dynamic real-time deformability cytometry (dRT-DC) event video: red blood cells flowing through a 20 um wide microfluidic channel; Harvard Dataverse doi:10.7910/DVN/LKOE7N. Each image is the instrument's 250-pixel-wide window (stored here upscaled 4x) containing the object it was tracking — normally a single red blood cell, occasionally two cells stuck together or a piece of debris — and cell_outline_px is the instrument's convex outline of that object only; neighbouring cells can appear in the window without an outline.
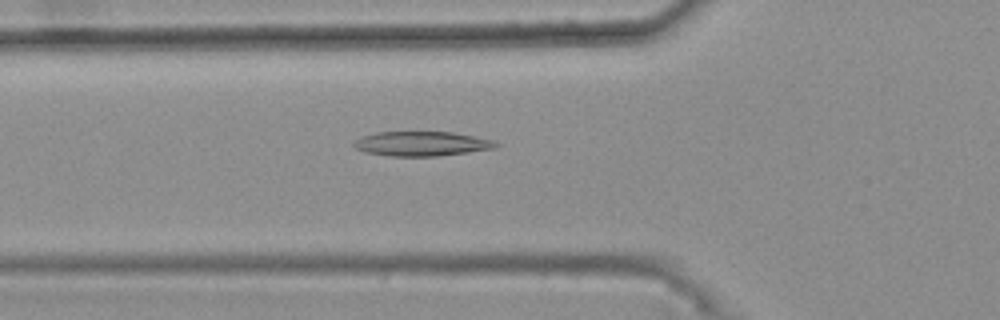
{"species": "common noctule bat (a hibernating species)", "species_latin": "Nyctalus noctula", "temperature_condition": "warm", "stored_images_in_passage": 49, "camera_frame_rate_fps": 3000, "um_per_image_px": 0.085, "animal": {"sex": "female", "body_mass_g": 25.1}, "frame": {"image": 1, "passage_image": 19, "time_ms": 6.0, "image_size_px": [1000, 320], "cell_outline_px": [[500, 144], [496, 148], [468, 152], [436, 156], [388, 156], [364, 152], [356, 148], [352, 144], [360, 136], [376, 132], [452, 132], [496, 140]], "centroid_in_image_um": [35.85, 12.21], "position_along_channel_um": 90.0, "area_um2": 20.46}}
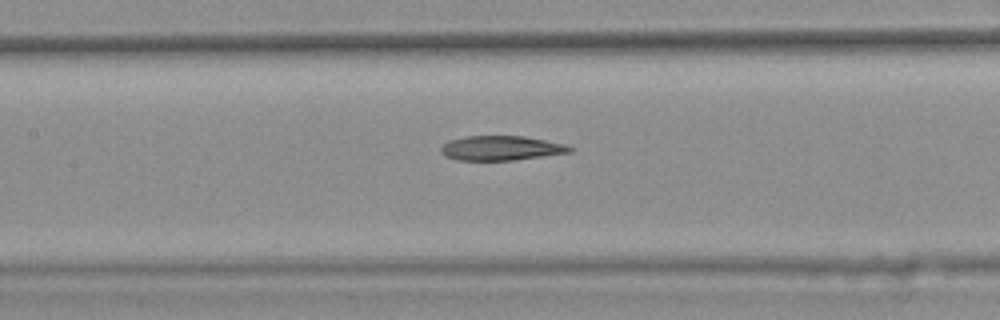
{"frame": {"image": 2, "passage_image": 25, "time_ms": 8.0, "image_size_px": [1000, 320], "cell_outline_px": [[572, 152], [512, 160], [456, 160], [444, 156], [440, 152], [440, 148], [448, 140], [464, 136], [524, 136], [564, 144], [572, 148]], "centroid_in_image_um": [42.52, 12.59], "position_along_channel_um": 164.9, "area_um2": 18.38}}
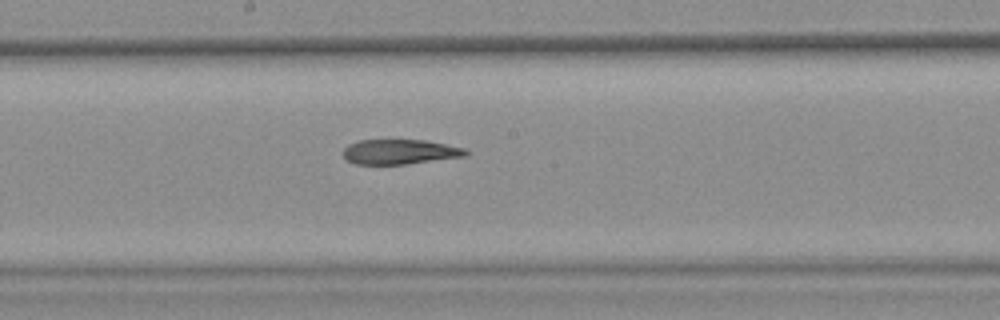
{"frame": {"image": 3, "passage_image": 29, "time_ms": 9.333, "image_size_px": [1000, 320], "cell_outline_px": [[468, 156], [408, 164], [356, 164], [344, 160], [344, 148], [348, 144], [360, 140], [424, 140], [464, 148], [468, 152]], "centroid_in_image_um": [33.98, 12.91], "position_along_channel_um": 214.2, "area_um2": 17.8}}